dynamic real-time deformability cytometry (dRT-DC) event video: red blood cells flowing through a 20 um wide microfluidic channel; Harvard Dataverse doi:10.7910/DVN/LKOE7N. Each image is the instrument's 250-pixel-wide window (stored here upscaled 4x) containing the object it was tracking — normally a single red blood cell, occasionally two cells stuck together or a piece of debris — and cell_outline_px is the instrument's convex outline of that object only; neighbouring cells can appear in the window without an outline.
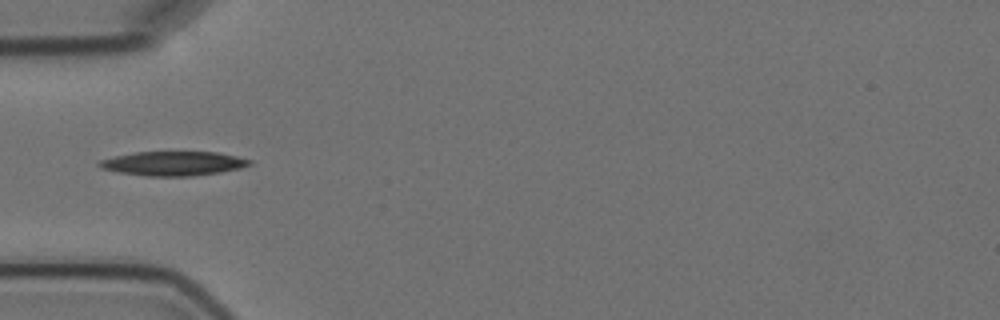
{"species": "Egyptian fruit bat (a non-hibernating species)", "species_latin": "Rousettus aegyptiacus", "temperature_condition": "cold", "stored_images_in_passage": 4, "camera_frame_rate_fps": 3000, "um_per_image_px": 0.085, "animal": {"sex": "female"}, "frame": {"image": 1, "passage_image": 2, "time_ms": 1.333, "image_size_px": [1000, 320], "cell_outline_px": [[252, 164], [240, 168], [220, 172], [192, 176], [148, 176], [120, 172], [100, 168], [96, 164], [100, 160], [116, 156], [136, 152], [216, 152], [236, 156], [252, 160]], "centroid_in_image_um": [14.74, 13.89], "position_along_channel_um": 70.3, "area_um2": 21.1}}
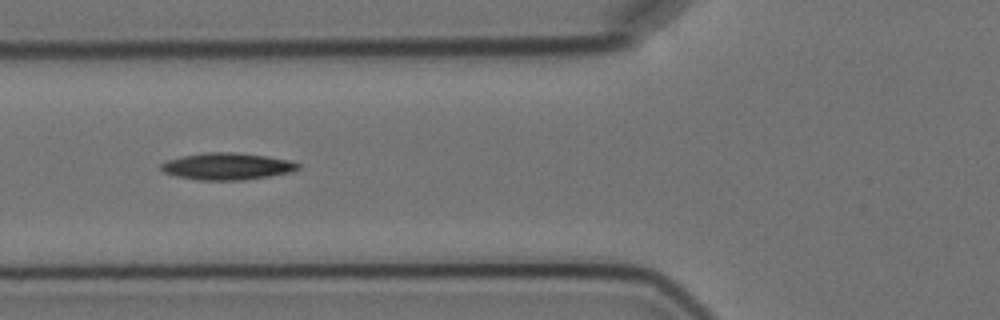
{"frame": {"image": 2, "passage_image": 3, "time_ms": 2.333, "image_size_px": [1000, 320], "cell_outline_px": [[300, 168], [292, 172], [244, 180], [200, 180], [176, 176], [164, 172], [160, 168], [160, 164], [168, 160], [184, 156], [204, 152], [236, 152], [292, 160], [300, 164]], "centroid_in_image_um": [19.33, 14.14], "position_along_channel_um": 106.5, "area_um2": 21.44}}
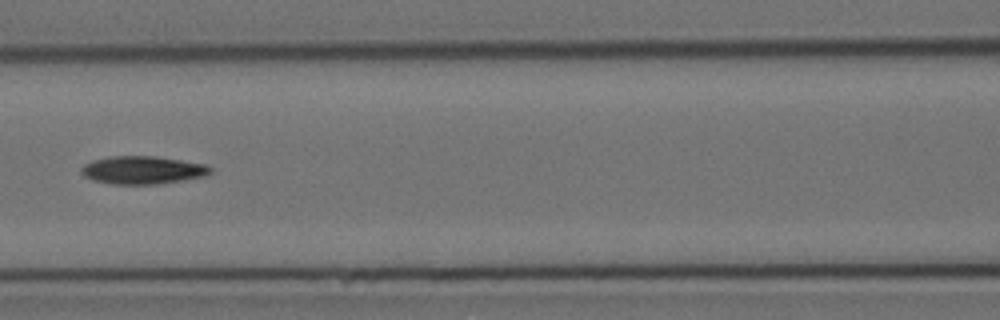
{"frame": {"image": 3, "passage_image": 4, "time_ms": 3.667, "image_size_px": [1000, 320], "cell_outline_px": [[212, 172], [204, 176], [184, 180], [156, 184], [112, 184], [92, 180], [84, 176], [80, 172], [80, 168], [84, 164], [92, 160], [108, 156], [156, 156], [208, 164], [212, 168]], "centroid_in_image_um": [12.12, 14.45], "position_along_channel_um": 154.5, "area_um2": 21.27}}